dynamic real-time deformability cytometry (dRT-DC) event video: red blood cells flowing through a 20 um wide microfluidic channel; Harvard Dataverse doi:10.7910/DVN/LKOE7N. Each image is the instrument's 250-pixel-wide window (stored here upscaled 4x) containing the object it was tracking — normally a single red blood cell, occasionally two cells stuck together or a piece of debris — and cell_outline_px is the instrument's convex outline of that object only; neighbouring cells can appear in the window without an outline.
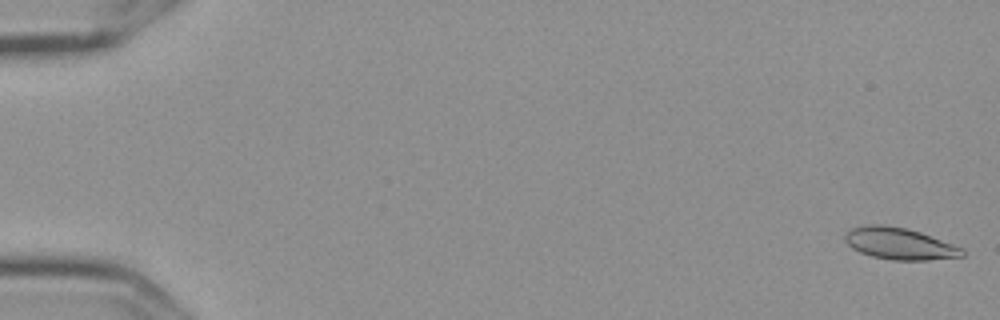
{"species": "Egyptian fruit bat (a non-hibernating species)", "species_latin": "Rousettus aegyptiacus", "temperature_condition": "cold", "stored_images_in_passage": 8, "camera_frame_rate_fps": 3000, "um_per_image_px": 0.085, "frame": {"image": 1, "passage_image": 1, "time_ms": 0.0, "image_size_px": [1000, 320], "cell_outline_px": [[964, 256], [928, 260], [892, 260], [872, 256], [860, 252], [852, 248], [844, 240], [844, 236], [852, 228], [868, 224], [880, 224], [908, 228], [920, 232], [964, 248]], "centroid_in_image_um": [76.46, 20.7], "position_along_channel_um": 8.5, "area_um2": 21.68}}
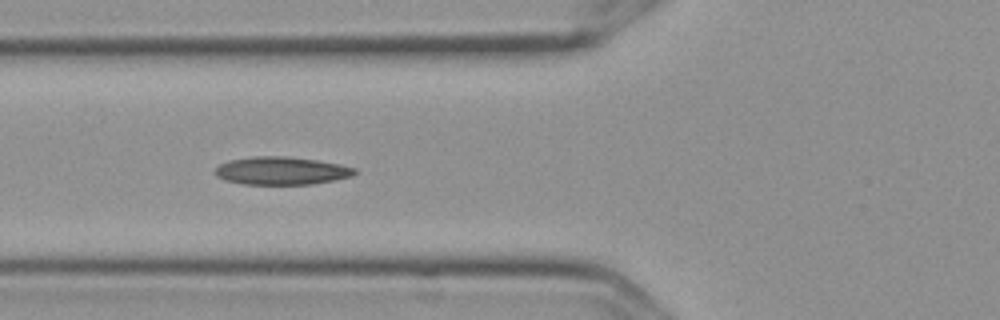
{"frame": {"image": 2, "passage_image": 7, "time_ms": 2.0, "image_size_px": [1000, 320], "cell_outline_px": [[356, 172], [352, 176], [312, 184], [244, 184], [224, 180], [216, 176], [212, 172], [220, 164], [228, 160], [252, 156], [288, 156], [316, 160], [340, 164], [356, 168]], "centroid_in_image_um": [23.87, 14.5], "position_along_channel_um": 101.9, "area_um2": 22.77}}
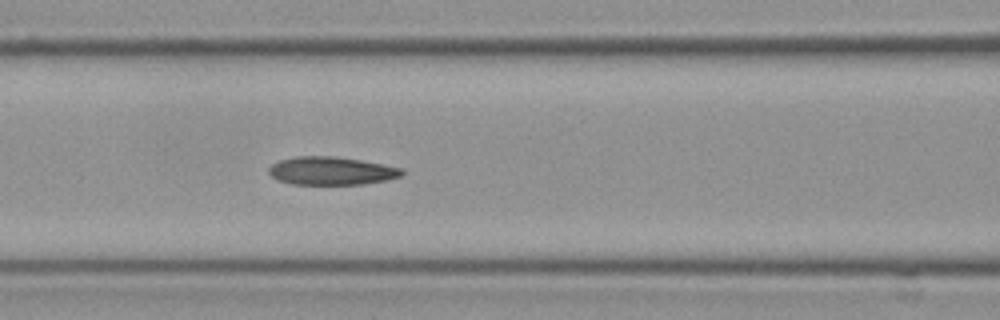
{"frame": {"image": 3, "passage_image": 8, "time_ms": 2.333, "image_size_px": [1000, 320], "cell_outline_px": [[404, 172], [400, 176], [388, 180], [364, 184], [292, 184], [276, 180], [268, 172], [268, 168], [272, 164], [280, 160], [296, 156], [336, 156], [360, 160], [404, 168]], "centroid_in_image_um": [28.16, 14.52], "position_along_channel_um": 138.4, "area_um2": 21.91}}